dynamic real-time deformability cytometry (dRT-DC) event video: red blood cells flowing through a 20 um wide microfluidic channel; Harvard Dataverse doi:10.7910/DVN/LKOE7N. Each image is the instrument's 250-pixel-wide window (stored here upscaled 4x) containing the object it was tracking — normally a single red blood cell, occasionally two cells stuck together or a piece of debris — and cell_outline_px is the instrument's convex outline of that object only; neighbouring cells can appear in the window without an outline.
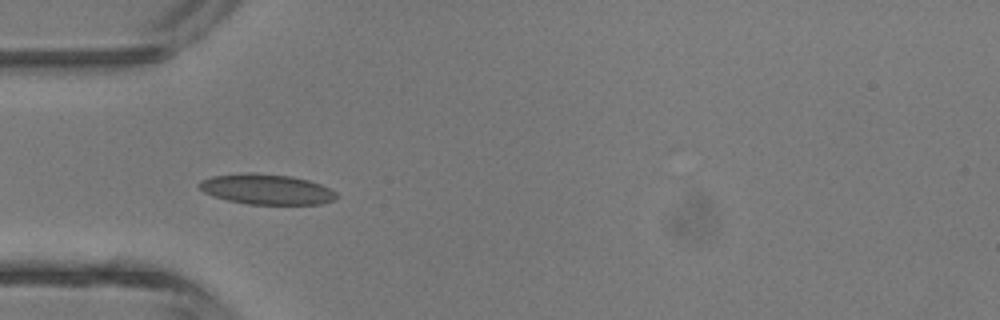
{"species": "common noctule bat (a hibernating species)", "species_latin": "Nyctalus noctula", "temperature_condition": "room temperature", "stored_images_in_passage": 5, "camera_frame_rate_fps": 3000, "um_per_image_px": 0.085, "animal": {"sex": "male", "body_mass_g": 13.3}, "frame": {"image": 1, "passage_image": 4, "time_ms": 3.333, "image_size_px": [1000, 320], "cell_outline_px": [[336, 196], [332, 200], [320, 204], [248, 204], [228, 200], [212, 196], [204, 192], [196, 184], [200, 180], [212, 176], [248, 172], [252, 172], [292, 176], [308, 180], [320, 184], [336, 192]], "centroid_in_image_um": [22.6, 16.08], "position_along_channel_um": 62.4, "area_um2": 24.22}}
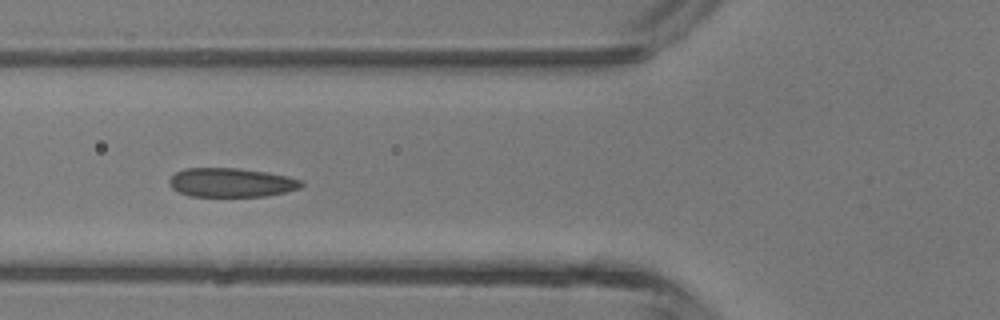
{"frame": {"image": 2, "passage_image": 5, "time_ms": 4.333, "image_size_px": [1000, 320], "cell_outline_px": [[304, 184], [300, 188], [284, 192], [264, 196], [188, 196], [172, 188], [168, 184], [168, 180], [176, 172], [184, 168], [240, 168], [288, 176], [304, 180]], "centroid_in_image_um": [19.65, 15.51], "position_along_channel_um": 106.1, "area_um2": 22.37}}